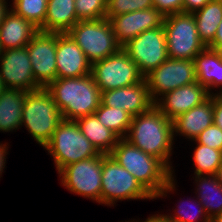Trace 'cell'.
Returning a JSON list of instances; mask_svg holds the SVG:
<instances>
[{
    "instance_id": "cell-47",
    "label": "cell",
    "mask_w": 222,
    "mask_h": 222,
    "mask_svg": "<svg viewBox=\"0 0 222 222\" xmlns=\"http://www.w3.org/2000/svg\"><path fill=\"white\" fill-rule=\"evenodd\" d=\"M3 53V49L1 47V44H0V55Z\"/></svg>"
},
{
    "instance_id": "cell-11",
    "label": "cell",
    "mask_w": 222,
    "mask_h": 222,
    "mask_svg": "<svg viewBox=\"0 0 222 222\" xmlns=\"http://www.w3.org/2000/svg\"><path fill=\"white\" fill-rule=\"evenodd\" d=\"M163 26L146 30L128 41L122 49L145 77L169 58Z\"/></svg>"
},
{
    "instance_id": "cell-27",
    "label": "cell",
    "mask_w": 222,
    "mask_h": 222,
    "mask_svg": "<svg viewBox=\"0 0 222 222\" xmlns=\"http://www.w3.org/2000/svg\"><path fill=\"white\" fill-rule=\"evenodd\" d=\"M95 114L100 123L113 131L120 139L126 137L133 117L128 112L121 108L107 107L100 103Z\"/></svg>"
},
{
    "instance_id": "cell-33",
    "label": "cell",
    "mask_w": 222,
    "mask_h": 222,
    "mask_svg": "<svg viewBox=\"0 0 222 222\" xmlns=\"http://www.w3.org/2000/svg\"><path fill=\"white\" fill-rule=\"evenodd\" d=\"M199 144L222 151V129L212 124L195 139Z\"/></svg>"
},
{
    "instance_id": "cell-32",
    "label": "cell",
    "mask_w": 222,
    "mask_h": 222,
    "mask_svg": "<svg viewBox=\"0 0 222 222\" xmlns=\"http://www.w3.org/2000/svg\"><path fill=\"white\" fill-rule=\"evenodd\" d=\"M154 7L153 0H107L105 18Z\"/></svg>"
},
{
    "instance_id": "cell-16",
    "label": "cell",
    "mask_w": 222,
    "mask_h": 222,
    "mask_svg": "<svg viewBox=\"0 0 222 222\" xmlns=\"http://www.w3.org/2000/svg\"><path fill=\"white\" fill-rule=\"evenodd\" d=\"M92 64L68 33H57L56 78H77L91 74Z\"/></svg>"
},
{
    "instance_id": "cell-13",
    "label": "cell",
    "mask_w": 222,
    "mask_h": 222,
    "mask_svg": "<svg viewBox=\"0 0 222 222\" xmlns=\"http://www.w3.org/2000/svg\"><path fill=\"white\" fill-rule=\"evenodd\" d=\"M26 47L34 78L46 88L56 79L57 33L38 30Z\"/></svg>"
},
{
    "instance_id": "cell-4",
    "label": "cell",
    "mask_w": 222,
    "mask_h": 222,
    "mask_svg": "<svg viewBox=\"0 0 222 222\" xmlns=\"http://www.w3.org/2000/svg\"><path fill=\"white\" fill-rule=\"evenodd\" d=\"M62 121L61 111L46 88L27 92L21 127H26L25 129L37 144L44 148Z\"/></svg>"
},
{
    "instance_id": "cell-41",
    "label": "cell",
    "mask_w": 222,
    "mask_h": 222,
    "mask_svg": "<svg viewBox=\"0 0 222 222\" xmlns=\"http://www.w3.org/2000/svg\"><path fill=\"white\" fill-rule=\"evenodd\" d=\"M217 181L222 185V163L218 167L216 173H215Z\"/></svg>"
},
{
    "instance_id": "cell-17",
    "label": "cell",
    "mask_w": 222,
    "mask_h": 222,
    "mask_svg": "<svg viewBox=\"0 0 222 222\" xmlns=\"http://www.w3.org/2000/svg\"><path fill=\"white\" fill-rule=\"evenodd\" d=\"M209 96L207 89L196 81L165 93L154 105L172 121L204 102Z\"/></svg>"
},
{
    "instance_id": "cell-31",
    "label": "cell",
    "mask_w": 222,
    "mask_h": 222,
    "mask_svg": "<svg viewBox=\"0 0 222 222\" xmlns=\"http://www.w3.org/2000/svg\"><path fill=\"white\" fill-rule=\"evenodd\" d=\"M75 11L79 21L105 18L107 0H75Z\"/></svg>"
},
{
    "instance_id": "cell-1",
    "label": "cell",
    "mask_w": 222,
    "mask_h": 222,
    "mask_svg": "<svg viewBox=\"0 0 222 222\" xmlns=\"http://www.w3.org/2000/svg\"><path fill=\"white\" fill-rule=\"evenodd\" d=\"M110 155L132 174L154 199H162L178 190L175 174L159 159L133 146L124 138L118 140Z\"/></svg>"
},
{
    "instance_id": "cell-14",
    "label": "cell",
    "mask_w": 222,
    "mask_h": 222,
    "mask_svg": "<svg viewBox=\"0 0 222 222\" xmlns=\"http://www.w3.org/2000/svg\"><path fill=\"white\" fill-rule=\"evenodd\" d=\"M0 77L6 89L33 91L42 88L35 80L27 47L3 50Z\"/></svg>"
},
{
    "instance_id": "cell-28",
    "label": "cell",
    "mask_w": 222,
    "mask_h": 222,
    "mask_svg": "<svg viewBox=\"0 0 222 222\" xmlns=\"http://www.w3.org/2000/svg\"><path fill=\"white\" fill-rule=\"evenodd\" d=\"M193 142L196 145L192 154L194 175H215L222 163V151L199 144L196 140Z\"/></svg>"
},
{
    "instance_id": "cell-19",
    "label": "cell",
    "mask_w": 222,
    "mask_h": 222,
    "mask_svg": "<svg viewBox=\"0 0 222 222\" xmlns=\"http://www.w3.org/2000/svg\"><path fill=\"white\" fill-rule=\"evenodd\" d=\"M173 123L174 140L183 136L188 141L195 140L201 132L213 124V95L189 111L177 116Z\"/></svg>"
},
{
    "instance_id": "cell-40",
    "label": "cell",
    "mask_w": 222,
    "mask_h": 222,
    "mask_svg": "<svg viewBox=\"0 0 222 222\" xmlns=\"http://www.w3.org/2000/svg\"><path fill=\"white\" fill-rule=\"evenodd\" d=\"M138 222H163V221L156 214H153L151 216L149 215L147 219H145L144 221L138 219Z\"/></svg>"
},
{
    "instance_id": "cell-24",
    "label": "cell",
    "mask_w": 222,
    "mask_h": 222,
    "mask_svg": "<svg viewBox=\"0 0 222 222\" xmlns=\"http://www.w3.org/2000/svg\"><path fill=\"white\" fill-rule=\"evenodd\" d=\"M76 122L83 135L99 153L110 154L120 139L113 131L100 123L95 113L79 118Z\"/></svg>"
},
{
    "instance_id": "cell-37",
    "label": "cell",
    "mask_w": 222,
    "mask_h": 222,
    "mask_svg": "<svg viewBox=\"0 0 222 222\" xmlns=\"http://www.w3.org/2000/svg\"><path fill=\"white\" fill-rule=\"evenodd\" d=\"M207 47L222 51V20L218 25L214 40Z\"/></svg>"
},
{
    "instance_id": "cell-12",
    "label": "cell",
    "mask_w": 222,
    "mask_h": 222,
    "mask_svg": "<svg viewBox=\"0 0 222 222\" xmlns=\"http://www.w3.org/2000/svg\"><path fill=\"white\" fill-rule=\"evenodd\" d=\"M144 79L155 103L165 93L196 82L194 61L168 58Z\"/></svg>"
},
{
    "instance_id": "cell-44",
    "label": "cell",
    "mask_w": 222,
    "mask_h": 222,
    "mask_svg": "<svg viewBox=\"0 0 222 222\" xmlns=\"http://www.w3.org/2000/svg\"><path fill=\"white\" fill-rule=\"evenodd\" d=\"M6 90L3 81L1 80L0 77V95Z\"/></svg>"
},
{
    "instance_id": "cell-7",
    "label": "cell",
    "mask_w": 222,
    "mask_h": 222,
    "mask_svg": "<svg viewBox=\"0 0 222 222\" xmlns=\"http://www.w3.org/2000/svg\"><path fill=\"white\" fill-rule=\"evenodd\" d=\"M67 33L82 49L91 64L113 55L122 48L117 42L110 21L106 18L78 21Z\"/></svg>"
},
{
    "instance_id": "cell-29",
    "label": "cell",
    "mask_w": 222,
    "mask_h": 222,
    "mask_svg": "<svg viewBox=\"0 0 222 222\" xmlns=\"http://www.w3.org/2000/svg\"><path fill=\"white\" fill-rule=\"evenodd\" d=\"M11 9L43 31L48 0H11Z\"/></svg>"
},
{
    "instance_id": "cell-38",
    "label": "cell",
    "mask_w": 222,
    "mask_h": 222,
    "mask_svg": "<svg viewBox=\"0 0 222 222\" xmlns=\"http://www.w3.org/2000/svg\"><path fill=\"white\" fill-rule=\"evenodd\" d=\"M5 143V144H4ZM0 142V178L2 177V172L5 170V163H6V155H8V142Z\"/></svg>"
},
{
    "instance_id": "cell-15",
    "label": "cell",
    "mask_w": 222,
    "mask_h": 222,
    "mask_svg": "<svg viewBox=\"0 0 222 222\" xmlns=\"http://www.w3.org/2000/svg\"><path fill=\"white\" fill-rule=\"evenodd\" d=\"M164 15L155 7L128 12L109 19L117 42L124 46L142 32L163 26Z\"/></svg>"
},
{
    "instance_id": "cell-3",
    "label": "cell",
    "mask_w": 222,
    "mask_h": 222,
    "mask_svg": "<svg viewBox=\"0 0 222 222\" xmlns=\"http://www.w3.org/2000/svg\"><path fill=\"white\" fill-rule=\"evenodd\" d=\"M46 89L64 120L76 121L94 114L101 103V91L92 74L77 78H56Z\"/></svg>"
},
{
    "instance_id": "cell-10",
    "label": "cell",
    "mask_w": 222,
    "mask_h": 222,
    "mask_svg": "<svg viewBox=\"0 0 222 222\" xmlns=\"http://www.w3.org/2000/svg\"><path fill=\"white\" fill-rule=\"evenodd\" d=\"M58 174L61 185L70 193L101 204L102 153L70 164Z\"/></svg>"
},
{
    "instance_id": "cell-6",
    "label": "cell",
    "mask_w": 222,
    "mask_h": 222,
    "mask_svg": "<svg viewBox=\"0 0 222 222\" xmlns=\"http://www.w3.org/2000/svg\"><path fill=\"white\" fill-rule=\"evenodd\" d=\"M145 199L154 198L110 154H102L101 205L112 207L118 201Z\"/></svg>"
},
{
    "instance_id": "cell-34",
    "label": "cell",
    "mask_w": 222,
    "mask_h": 222,
    "mask_svg": "<svg viewBox=\"0 0 222 222\" xmlns=\"http://www.w3.org/2000/svg\"><path fill=\"white\" fill-rule=\"evenodd\" d=\"M184 0H153L154 7L164 16L183 12Z\"/></svg>"
},
{
    "instance_id": "cell-9",
    "label": "cell",
    "mask_w": 222,
    "mask_h": 222,
    "mask_svg": "<svg viewBox=\"0 0 222 222\" xmlns=\"http://www.w3.org/2000/svg\"><path fill=\"white\" fill-rule=\"evenodd\" d=\"M91 74L101 92L128 87L144 80L137 64L122 48L113 55L94 62Z\"/></svg>"
},
{
    "instance_id": "cell-22",
    "label": "cell",
    "mask_w": 222,
    "mask_h": 222,
    "mask_svg": "<svg viewBox=\"0 0 222 222\" xmlns=\"http://www.w3.org/2000/svg\"><path fill=\"white\" fill-rule=\"evenodd\" d=\"M78 21L75 0H48L43 31L67 33Z\"/></svg>"
},
{
    "instance_id": "cell-43",
    "label": "cell",
    "mask_w": 222,
    "mask_h": 222,
    "mask_svg": "<svg viewBox=\"0 0 222 222\" xmlns=\"http://www.w3.org/2000/svg\"><path fill=\"white\" fill-rule=\"evenodd\" d=\"M156 215H157L163 222H174V221H171V220H169L168 218H166V217L164 216V214H157V213H156Z\"/></svg>"
},
{
    "instance_id": "cell-21",
    "label": "cell",
    "mask_w": 222,
    "mask_h": 222,
    "mask_svg": "<svg viewBox=\"0 0 222 222\" xmlns=\"http://www.w3.org/2000/svg\"><path fill=\"white\" fill-rule=\"evenodd\" d=\"M39 29L17 15L12 9L0 25V44L3 50L26 47Z\"/></svg>"
},
{
    "instance_id": "cell-30",
    "label": "cell",
    "mask_w": 222,
    "mask_h": 222,
    "mask_svg": "<svg viewBox=\"0 0 222 222\" xmlns=\"http://www.w3.org/2000/svg\"><path fill=\"white\" fill-rule=\"evenodd\" d=\"M189 200H192L191 202H193V204H189ZM189 200H187V204L189 205H185L186 201L179 200L178 204L180 203V201L181 203L179 205H176L177 208L173 210L174 213H167V215L164 214V216L174 222H210V218L205 213L203 204L199 200L197 201L196 199L193 200L192 198H189ZM193 206L196 207V210L193 209Z\"/></svg>"
},
{
    "instance_id": "cell-42",
    "label": "cell",
    "mask_w": 222,
    "mask_h": 222,
    "mask_svg": "<svg viewBox=\"0 0 222 222\" xmlns=\"http://www.w3.org/2000/svg\"><path fill=\"white\" fill-rule=\"evenodd\" d=\"M210 222H222V214L214 216Z\"/></svg>"
},
{
    "instance_id": "cell-25",
    "label": "cell",
    "mask_w": 222,
    "mask_h": 222,
    "mask_svg": "<svg viewBox=\"0 0 222 222\" xmlns=\"http://www.w3.org/2000/svg\"><path fill=\"white\" fill-rule=\"evenodd\" d=\"M194 184L197 200L203 204L205 213L210 220L222 214V185L217 181L215 175H195Z\"/></svg>"
},
{
    "instance_id": "cell-39",
    "label": "cell",
    "mask_w": 222,
    "mask_h": 222,
    "mask_svg": "<svg viewBox=\"0 0 222 222\" xmlns=\"http://www.w3.org/2000/svg\"><path fill=\"white\" fill-rule=\"evenodd\" d=\"M8 6H11L10 2L9 5L8 3H0V25L4 21L5 15L11 9V7Z\"/></svg>"
},
{
    "instance_id": "cell-35",
    "label": "cell",
    "mask_w": 222,
    "mask_h": 222,
    "mask_svg": "<svg viewBox=\"0 0 222 222\" xmlns=\"http://www.w3.org/2000/svg\"><path fill=\"white\" fill-rule=\"evenodd\" d=\"M213 124L222 129V95H213Z\"/></svg>"
},
{
    "instance_id": "cell-36",
    "label": "cell",
    "mask_w": 222,
    "mask_h": 222,
    "mask_svg": "<svg viewBox=\"0 0 222 222\" xmlns=\"http://www.w3.org/2000/svg\"><path fill=\"white\" fill-rule=\"evenodd\" d=\"M210 0H184L183 1V12L193 13L203 8Z\"/></svg>"
},
{
    "instance_id": "cell-46",
    "label": "cell",
    "mask_w": 222,
    "mask_h": 222,
    "mask_svg": "<svg viewBox=\"0 0 222 222\" xmlns=\"http://www.w3.org/2000/svg\"><path fill=\"white\" fill-rule=\"evenodd\" d=\"M0 3H8V0H0Z\"/></svg>"
},
{
    "instance_id": "cell-20",
    "label": "cell",
    "mask_w": 222,
    "mask_h": 222,
    "mask_svg": "<svg viewBox=\"0 0 222 222\" xmlns=\"http://www.w3.org/2000/svg\"><path fill=\"white\" fill-rule=\"evenodd\" d=\"M193 61L196 81L205 87L210 95H222V53L205 47Z\"/></svg>"
},
{
    "instance_id": "cell-2",
    "label": "cell",
    "mask_w": 222,
    "mask_h": 222,
    "mask_svg": "<svg viewBox=\"0 0 222 222\" xmlns=\"http://www.w3.org/2000/svg\"><path fill=\"white\" fill-rule=\"evenodd\" d=\"M124 139L159 159L174 174L171 161L175 142L173 123L155 105L148 111L132 117Z\"/></svg>"
},
{
    "instance_id": "cell-23",
    "label": "cell",
    "mask_w": 222,
    "mask_h": 222,
    "mask_svg": "<svg viewBox=\"0 0 222 222\" xmlns=\"http://www.w3.org/2000/svg\"><path fill=\"white\" fill-rule=\"evenodd\" d=\"M27 91L6 89L0 95V132H13L21 128L22 110Z\"/></svg>"
},
{
    "instance_id": "cell-18",
    "label": "cell",
    "mask_w": 222,
    "mask_h": 222,
    "mask_svg": "<svg viewBox=\"0 0 222 222\" xmlns=\"http://www.w3.org/2000/svg\"><path fill=\"white\" fill-rule=\"evenodd\" d=\"M101 103L107 107L121 108L132 116L144 113L154 105L145 79L128 87L102 91Z\"/></svg>"
},
{
    "instance_id": "cell-45",
    "label": "cell",
    "mask_w": 222,
    "mask_h": 222,
    "mask_svg": "<svg viewBox=\"0 0 222 222\" xmlns=\"http://www.w3.org/2000/svg\"><path fill=\"white\" fill-rule=\"evenodd\" d=\"M130 222H138V220H136V219H131V220H129ZM129 221H126V222H129ZM123 222V221H122Z\"/></svg>"
},
{
    "instance_id": "cell-8",
    "label": "cell",
    "mask_w": 222,
    "mask_h": 222,
    "mask_svg": "<svg viewBox=\"0 0 222 222\" xmlns=\"http://www.w3.org/2000/svg\"><path fill=\"white\" fill-rule=\"evenodd\" d=\"M163 28L171 59L194 60L206 47L199 38L193 13L179 12L165 16Z\"/></svg>"
},
{
    "instance_id": "cell-26",
    "label": "cell",
    "mask_w": 222,
    "mask_h": 222,
    "mask_svg": "<svg viewBox=\"0 0 222 222\" xmlns=\"http://www.w3.org/2000/svg\"><path fill=\"white\" fill-rule=\"evenodd\" d=\"M200 40L207 47L222 20V0H210L203 8L193 12Z\"/></svg>"
},
{
    "instance_id": "cell-5",
    "label": "cell",
    "mask_w": 222,
    "mask_h": 222,
    "mask_svg": "<svg viewBox=\"0 0 222 222\" xmlns=\"http://www.w3.org/2000/svg\"><path fill=\"white\" fill-rule=\"evenodd\" d=\"M44 149L53 157L57 173L70 164L100 154L83 135L76 121L64 119Z\"/></svg>"
}]
</instances>
